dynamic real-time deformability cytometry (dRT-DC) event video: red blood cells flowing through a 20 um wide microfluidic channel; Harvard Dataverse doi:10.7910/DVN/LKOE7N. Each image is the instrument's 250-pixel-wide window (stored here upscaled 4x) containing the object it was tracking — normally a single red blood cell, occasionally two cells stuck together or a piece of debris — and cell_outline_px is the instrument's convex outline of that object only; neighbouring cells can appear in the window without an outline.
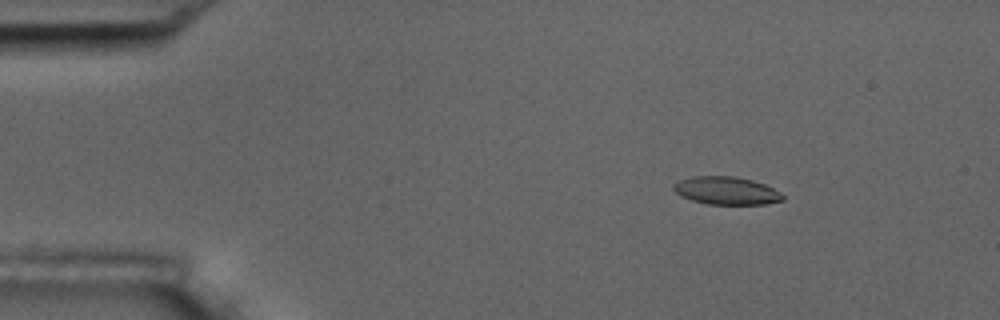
{"species": "common noctule bat (a hibernating species)", "species_latin": "Nyctalus noctula", "temperature_condition": "room temperature", "stored_images_in_passage": 55, "camera_frame_rate_fps": 3000, "um_per_image_px": 0.085, "animal": {"sex": "male", "body_mass_g": 17.5, "forearm_length_mm": 52.3}, "frame": {"image": 1, "passage_image": 8, "time_ms": 2.333, "image_size_px": [1000, 320], "cell_outline_px": [[784, 200], [764, 204], [708, 204], [692, 200], [680, 196], [672, 188], [672, 184], [680, 180], [692, 176], [736, 176], [752, 180], [764, 184], [780, 192], [784, 196]], "centroid_in_image_um": [61.72, 16.2], "position_along_channel_um": 23.3, "area_um2": 17.74}}
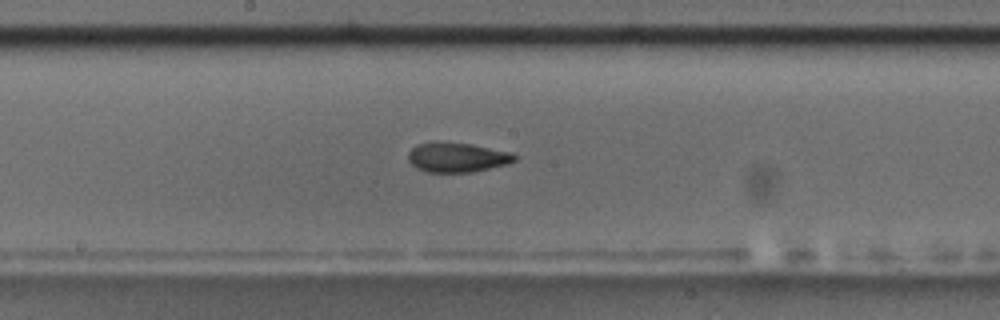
{"frame": {"image": 2, "passage_image": 29, "time_ms": 9.333, "image_size_px": [1000, 320], "cell_outline_px": [[516, 160], [508, 164], [472, 172], [428, 172], [416, 168], [408, 160], [408, 152], [416, 144], [472, 144], [512, 152], [516, 156]], "centroid_in_image_um": [38.89, 13.4], "position_along_channel_um": 209.3, "area_um2": 17.92}}
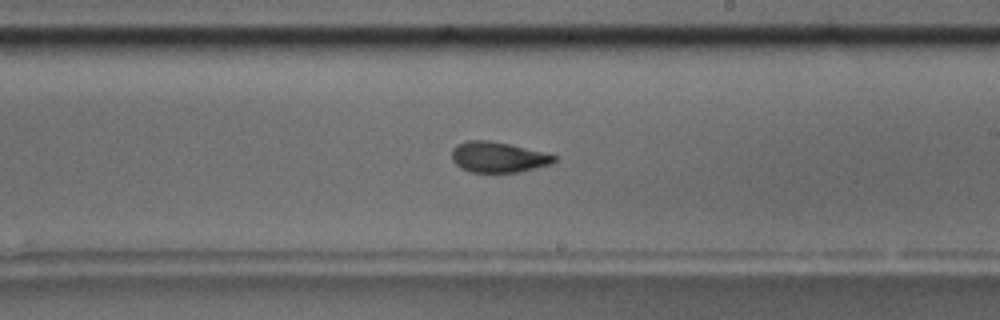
{"frame": {"image": 3, "passage_image": 32, "time_ms": 10.333, "image_size_px": [1000, 320], "cell_outline_px": [[556, 160], [552, 164], [520, 172], [472, 172], [460, 168], [452, 160], [452, 148], [456, 144], [468, 140], [484, 140], [508, 144], [556, 156]], "centroid_in_image_um": [42.3, 13.37], "position_along_channel_um": 246.7, "area_um2": 18.03}, "authors_computed_cell_mechanics": {"area_um2": 18.3804, "velocity_mm_per_s": 3.7427, "shape_relaxation_time_tau1_ms": null, "shape_relaxation_time_tau2_ms": 1.8018, "deformation_change_tau1": null, "deformation_change_tau2": 0.0843}}